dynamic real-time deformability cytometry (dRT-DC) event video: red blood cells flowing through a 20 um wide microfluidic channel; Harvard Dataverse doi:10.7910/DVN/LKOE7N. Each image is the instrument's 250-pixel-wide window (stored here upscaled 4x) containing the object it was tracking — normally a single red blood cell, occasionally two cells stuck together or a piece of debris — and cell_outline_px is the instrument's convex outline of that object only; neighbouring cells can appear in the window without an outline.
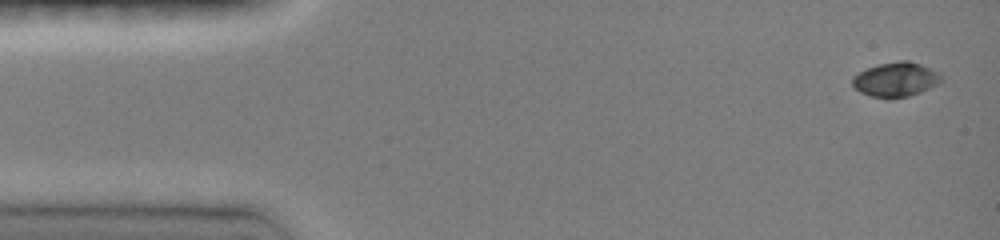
{"species": "common noctule bat (a hibernating species)", "species_latin": "Nyctalus noctula", "temperature_condition": "room temperature", "stored_images_in_passage": 9, "camera_frame_rate_fps": 3000, "um_per_image_px": 0.085, "animal": {"sex": "female", "body_mass_g": 19.0, "forearm_length_mm": 51.5}, "frame": {"image": 1, "passage_image": 1, "time_ms": 0.0, "image_size_px": [1000, 240], "cell_outline_px": [[940, 80], [936, 84], [920, 92], [908, 96], [892, 100], [888, 100], [872, 96], [860, 92], [852, 84], [852, 76], [868, 68], [880, 64], [900, 60], [908, 60], [920, 64], [940, 72]], "centroid_in_image_um": [76.11, 6.77], "position_along_channel_um": 8.9, "area_um2": 17.8}}
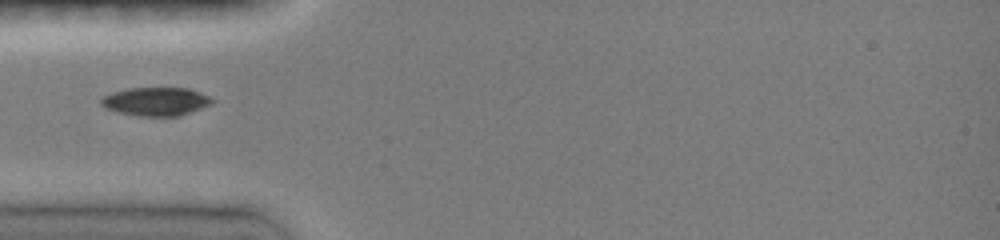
{"frame": {"image": 2, "passage_image": 6, "time_ms": 4.333, "image_size_px": [1000, 240], "cell_outline_px": [[216, 100], [212, 104], [180, 116], [140, 116], [116, 112], [104, 108], [100, 104], [100, 100], [104, 96], [112, 92], [128, 88], [188, 88], [200, 92]], "centroid_in_image_um": [13.24, 8.63], "position_along_channel_um": 71.8, "area_um2": 18.55}}
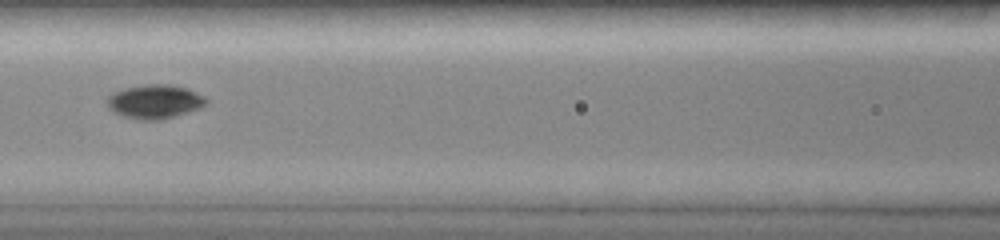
{"frame": {"image": 3, "passage_image": 8, "time_ms": 6.333, "image_size_px": [1000, 240], "cell_outline_px": [[208, 104], [200, 108], [176, 116], [160, 120], [136, 120], [124, 116], [108, 108], [104, 100], [112, 92], [124, 88], [144, 84], [168, 84], [188, 88], [204, 96], [208, 100]], "centroid_in_image_um": [13.14, 8.63], "position_along_channel_um": 153.5, "area_um2": 19.94}}